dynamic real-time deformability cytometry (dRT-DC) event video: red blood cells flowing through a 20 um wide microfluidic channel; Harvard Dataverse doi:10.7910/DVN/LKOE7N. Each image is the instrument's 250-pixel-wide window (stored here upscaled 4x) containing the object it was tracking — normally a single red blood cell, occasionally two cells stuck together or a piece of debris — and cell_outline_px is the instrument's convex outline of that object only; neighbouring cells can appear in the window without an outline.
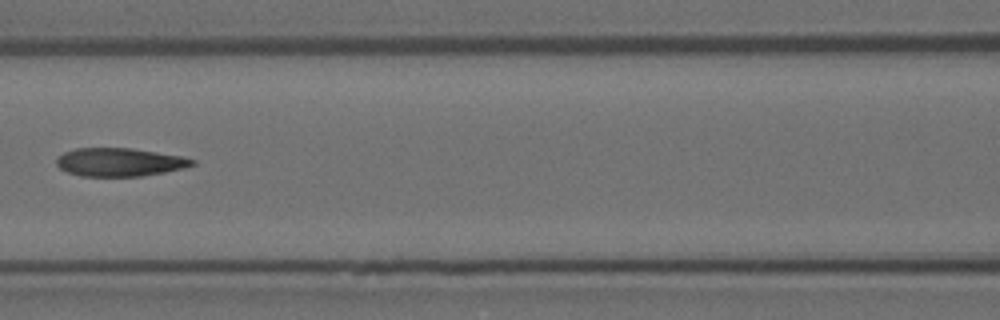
{"species": "Egyptian fruit bat (a non-hibernating species)", "species_latin": "Rousettus aegyptiacus", "temperature_condition": "room temperature", "stored_images_in_passage": 5, "camera_frame_rate_fps": 3000, "um_per_image_px": 0.085, "animal": {"sex": "female"}, "frame": {"image": 1, "passage_image": 4, "time_ms": 1.0, "image_size_px": [1000, 320], "cell_outline_px": [[196, 164], [184, 168], [164, 172], [140, 176], [80, 176], [68, 172], [60, 168], [56, 164], [56, 160], [64, 152], [76, 148], [132, 148], [180, 156], [196, 160]], "centroid_in_image_um": [10.17, 13.78], "position_along_channel_um": 156.4, "area_um2": 22.25}}
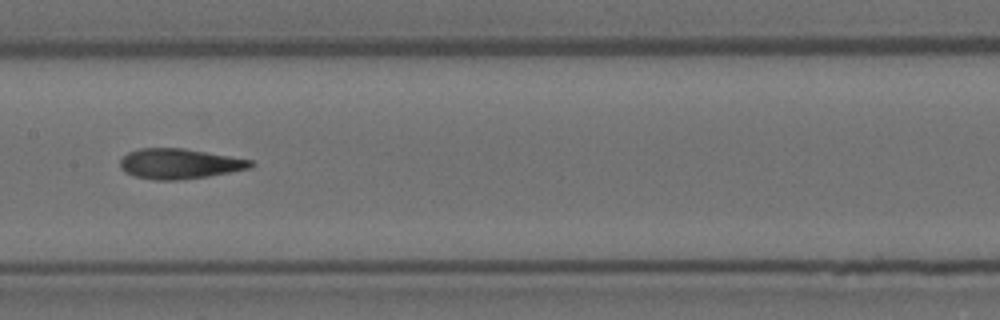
{"frame": {"image": 2, "passage_image": 5, "time_ms": 1.333, "image_size_px": [1000, 320], "cell_outline_px": [[256, 164], [248, 168], [208, 176], [176, 180], [156, 180], [136, 176], [124, 172], [120, 168], [120, 160], [128, 152], [140, 148], [184, 148], [252, 160]], "centroid_in_image_um": [15.22, 13.91], "position_along_channel_um": 192.2, "area_um2": 22.77}}